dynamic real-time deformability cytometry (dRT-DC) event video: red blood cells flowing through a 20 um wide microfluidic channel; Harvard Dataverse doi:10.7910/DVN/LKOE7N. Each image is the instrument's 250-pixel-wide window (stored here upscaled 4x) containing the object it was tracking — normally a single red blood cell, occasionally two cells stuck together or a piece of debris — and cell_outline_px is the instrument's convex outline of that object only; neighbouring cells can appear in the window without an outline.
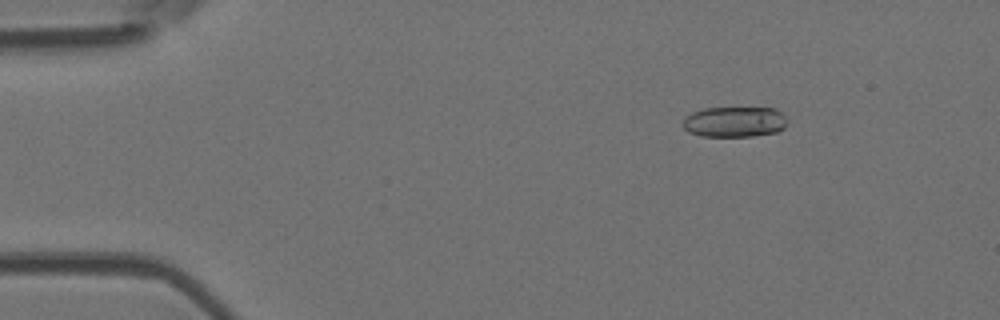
{"species": "Egyptian fruit bat (a non-hibernating species)", "species_latin": "Rousettus aegyptiacus", "temperature_condition": "room temperature", "stored_images_in_passage": 5, "camera_frame_rate_fps": 3000, "um_per_image_px": 0.085, "animal": {"sex": "female"}, "frame": {"image": 1, "passage_image": 3, "time_ms": 2.333, "image_size_px": [1000, 320], "cell_outline_px": [[784, 128], [776, 132], [752, 136], [700, 136], [688, 132], [684, 128], [684, 116], [692, 112], [704, 108], [776, 108], [784, 112]], "centroid_in_image_um": [62.41, 10.35], "position_along_channel_um": 22.6, "area_um2": 18.55}}